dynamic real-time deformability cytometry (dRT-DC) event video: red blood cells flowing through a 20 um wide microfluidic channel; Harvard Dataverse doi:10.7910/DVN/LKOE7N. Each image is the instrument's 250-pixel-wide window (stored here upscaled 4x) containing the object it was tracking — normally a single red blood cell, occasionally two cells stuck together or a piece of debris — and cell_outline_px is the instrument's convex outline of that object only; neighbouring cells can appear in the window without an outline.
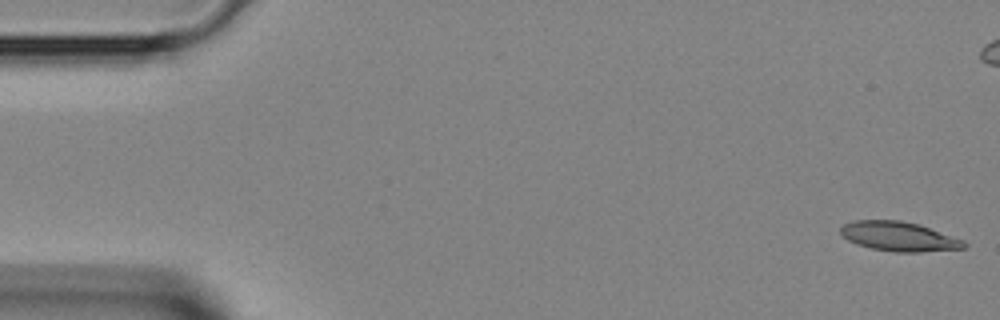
{"species": "Egyptian fruit bat (a non-hibernating species)", "species_latin": "Rousettus aegyptiacus", "temperature_condition": "room temperature", "stored_images_in_passage": 44, "camera_frame_rate_fps": 3000, "um_per_image_px": 0.085, "animal": {"sex": "female"}, "frame": {"image": 1, "passage_image": 1, "time_ms": 0.0, "image_size_px": [1000, 320], "cell_outline_px": [[968, 244], [964, 248], [920, 252], [896, 252], [872, 248], [856, 244], [848, 240], [840, 232], [840, 228], [844, 224], [852, 220], [900, 220], [916, 224], [964, 240]], "centroid_in_image_um": [76.38, 20.1], "position_along_channel_um": 8.6, "area_um2": 20.92}}
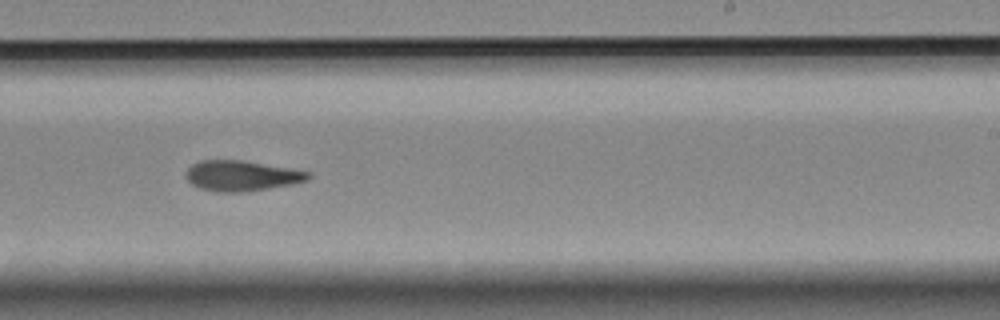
{"frame": {"image": 2, "passage_image": 26, "time_ms": 8.333, "image_size_px": [1000, 320], "cell_outline_px": [[312, 176], [308, 180], [292, 184], [244, 192], [216, 192], [200, 188], [192, 184], [184, 176], [184, 172], [192, 164], [200, 160], [244, 160], [292, 168], [312, 172]], "centroid_in_image_um": [20.54, 14.93], "position_along_channel_um": 268.5, "area_um2": 21.96}}
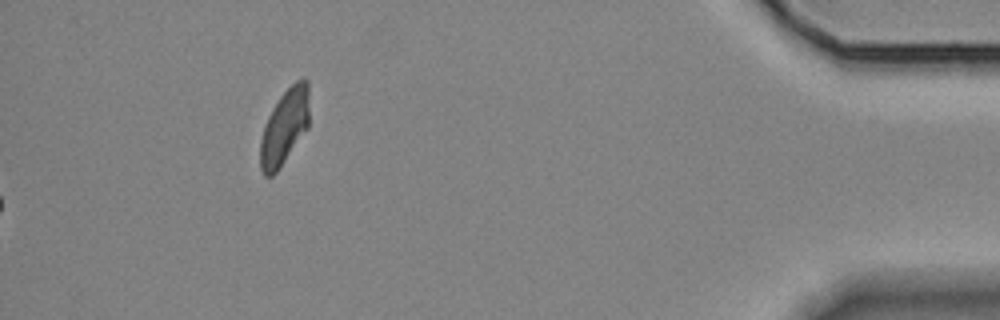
{"frame": {"image": 3, "passage_image": 44, "time_ms": 14.333, "image_size_px": [1000, 320], "cell_outline_px": [[308, 128], [276, 172], [272, 176], [264, 176], [260, 168], [260, 140], [268, 116], [272, 108], [280, 96], [296, 80], [308, 80]], "centroid_in_image_um": [24.17, 10.8], "position_along_channel_um": 411.0, "area_um2": 21.21}}